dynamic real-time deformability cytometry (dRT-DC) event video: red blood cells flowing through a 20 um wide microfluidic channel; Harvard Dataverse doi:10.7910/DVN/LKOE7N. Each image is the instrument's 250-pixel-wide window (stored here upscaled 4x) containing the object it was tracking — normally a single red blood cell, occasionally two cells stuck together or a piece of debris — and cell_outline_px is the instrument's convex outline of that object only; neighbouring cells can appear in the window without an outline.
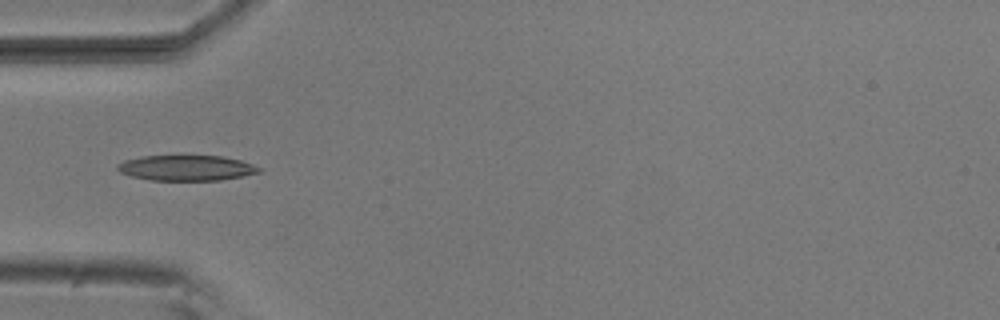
{"species": "common noctule bat (a hibernating species)", "species_latin": "Nyctalus noctula", "temperature_condition": "room temperature", "stored_images_in_passage": 5, "camera_frame_rate_fps": 3000, "um_per_image_px": 0.085, "animal": {"sex": "male", "body_mass_g": 20.5, "forearm_length_mm": 52.5}, "frame": {"image": 1, "passage_image": 5, "time_ms": 1.333, "image_size_px": [1000, 320], "cell_outline_px": [[260, 172], [244, 176], [220, 180], [152, 180], [132, 176], [120, 172], [116, 168], [116, 164], [124, 160], [144, 156], [224, 156], [240, 160], [252, 164], [260, 168]], "centroid_in_image_um": [15.84, 14.27], "position_along_channel_um": 69.2, "area_um2": 20.87}}